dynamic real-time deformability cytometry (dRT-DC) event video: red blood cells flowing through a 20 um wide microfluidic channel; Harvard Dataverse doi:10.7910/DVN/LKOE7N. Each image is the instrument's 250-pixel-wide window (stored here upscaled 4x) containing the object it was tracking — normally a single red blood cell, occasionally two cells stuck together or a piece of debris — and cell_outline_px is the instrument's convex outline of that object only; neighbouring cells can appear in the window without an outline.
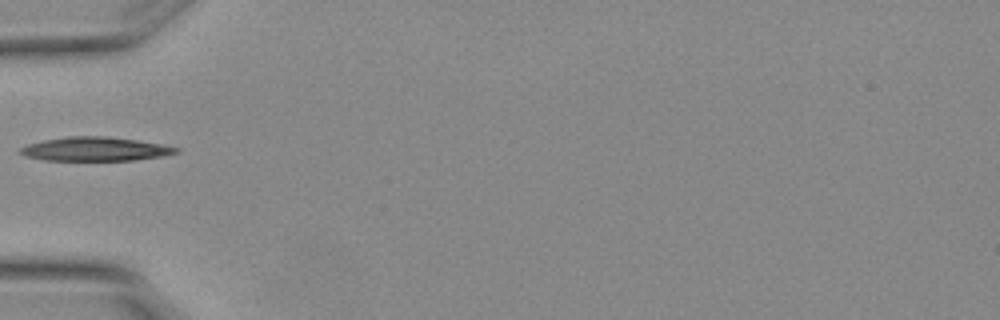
{"species": "Egyptian fruit bat (a non-hibernating species)", "species_latin": "Rousettus aegyptiacus", "temperature_condition": "warm", "stored_images_in_passage": 3, "camera_frame_rate_fps": 3000, "um_per_image_px": 0.085, "animal": {"sex": "female"}, "frame": {"image": 1, "passage_image": 2, "time_ms": 0.333, "image_size_px": [1000, 320], "cell_outline_px": [[180, 152], [164, 156], [132, 160], [44, 160], [28, 156], [20, 152], [20, 148], [28, 144], [44, 140], [68, 136], [108, 136], [164, 144], [180, 148]], "centroid_in_image_um": [8.17, 12.66], "position_along_channel_um": 76.8, "area_um2": 21.62}}
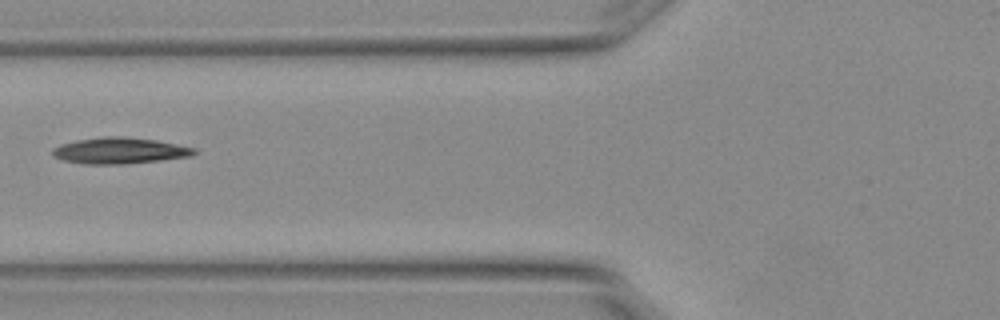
{"frame": {"image": 2, "passage_image": 3, "time_ms": 0.667, "image_size_px": [1000, 320], "cell_outline_px": [[196, 152], [192, 156], [160, 160], [124, 164], [84, 164], [64, 160], [52, 156], [52, 148], [60, 144], [76, 140], [100, 136], [124, 136], [156, 140], [196, 148]], "centroid_in_image_um": [10.14, 12.8], "position_along_channel_um": 115.7, "area_um2": 21.73}}